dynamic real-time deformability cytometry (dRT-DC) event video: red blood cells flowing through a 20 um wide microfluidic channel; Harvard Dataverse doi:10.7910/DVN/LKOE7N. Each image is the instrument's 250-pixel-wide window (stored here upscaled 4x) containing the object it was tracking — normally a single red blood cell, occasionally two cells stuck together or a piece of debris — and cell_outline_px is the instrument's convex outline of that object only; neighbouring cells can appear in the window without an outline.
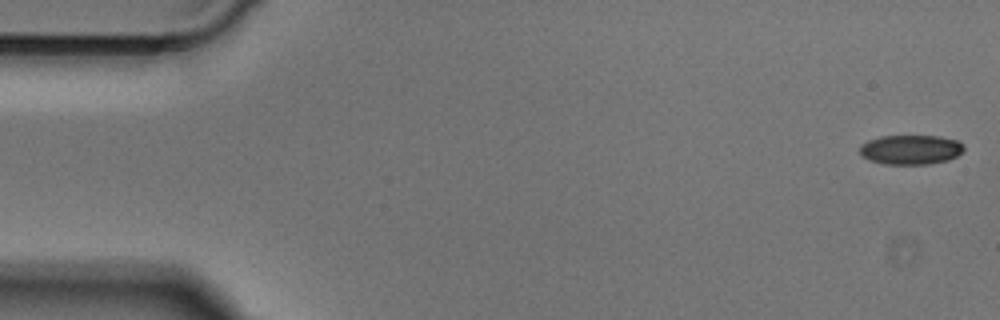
{"species": "Egyptian fruit bat (a non-hibernating species)", "species_latin": "Rousettus aegyptiacus", "temperature_condition": "cold", "stored_images_in_passage": 49, "camera_frame_rate_fps": 3000, "um_per_image_px": 0.085, "animal": {"sex": "male"}, "frame": {"image": 1, "passage_image": 1, "time_ms": 0.0, "image_size_px": [1000, 320], "cell_outline_px": [[964, 148], [956, 156], [948, 160], [928, 164], [884, 164], [868, 160], [860, 156], [860, 144], [868, 140], [880, 136], [940, 136], [956, 140], [964, 144]], "centroid_in_image_um": [77.37, 12.72], "position_along_channel_um": 7.6, "area_um2": 18.03}}
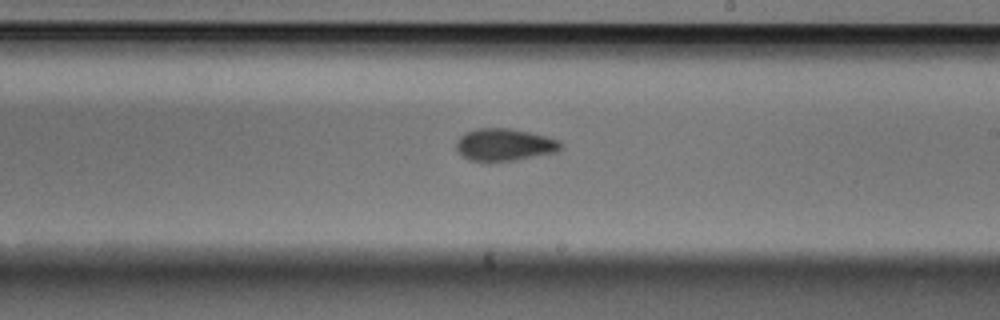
{"frame": {"image": 2, "passage_image": 28, "time_ms": 9.0, "image_size_px": [1000, 320], "cell_outline_px": [[564, 148], [556, 152], [516, 160], [468, 160], [456, 152], [456, 140], [460, 136], [468, 132], [480, 128], [508, 128], [548, 136], [560, 140], [564, 144]], "centroid_in_image_um": [42.92, 12.29], "position_along_channel_um": 246.1, "area_um2": 19.65}}
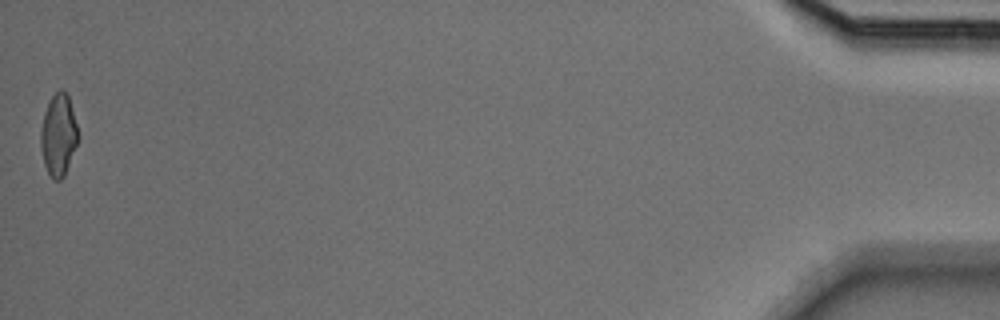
{"frame": {"image": 3, "passage_image": 49, "time_ms": 16.0, "image_size_px": [1000, 320], "cell_outline_px": [[80, 136], [64, 176], [60, 180], [52, 180], [44, 164], [40, 144], [40, 132], [44, 112], [52, 96], [60, 88], [68, 96]], "centroid_in_image_um": [4.97, 11.5], "position_along_channel_um": 430.2, "area_um2": 17.74}}